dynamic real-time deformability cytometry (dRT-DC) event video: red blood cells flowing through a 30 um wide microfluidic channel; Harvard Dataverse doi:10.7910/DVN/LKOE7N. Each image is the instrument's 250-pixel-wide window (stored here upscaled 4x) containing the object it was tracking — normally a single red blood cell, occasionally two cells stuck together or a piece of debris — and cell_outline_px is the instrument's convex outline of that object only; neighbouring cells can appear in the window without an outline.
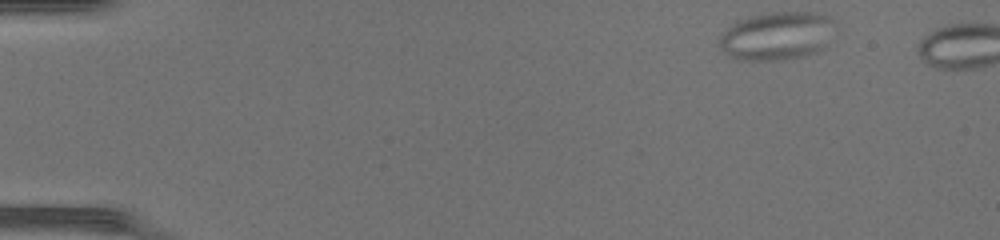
{"species": "common noctule bat (a hibernating species)", "species_latin": "Nyctalus noctula", "temperature_condition": "warm", "stored_images_in_passage": 3, "camera_frame_rate_fps": 3000, "um_per_image_px": 0.085, "animal": {"sex": "female", "body_mass_g": 17.0, "forearm_length_mm": 48.0}, "frame": {"image": 1, "passage_image": 1, "time_ms": 0.0, "image_size_px": [1000, 240], "cell_outline_px": [[836, 20], [828, 44], [816, 52], [804, 56], [776, 60], [736, 60], [728, 56], [720, 48], [720, 36], [736, 20], [768, 12], [812, 12], [828, 16]], "centroid_in_image_um": [66.04, 3.05], "position_along_channel_um": 19.0, "area_um2": 32.71}}